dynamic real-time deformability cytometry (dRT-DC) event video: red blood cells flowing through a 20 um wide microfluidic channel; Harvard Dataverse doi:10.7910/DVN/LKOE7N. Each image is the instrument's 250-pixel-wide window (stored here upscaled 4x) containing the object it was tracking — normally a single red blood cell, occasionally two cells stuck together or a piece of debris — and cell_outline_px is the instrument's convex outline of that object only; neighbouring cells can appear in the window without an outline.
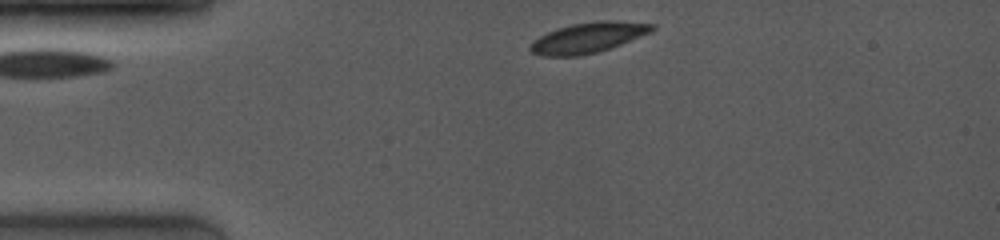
{"species": "common noctule bat (a hibernating species)", "species_latin": "Nyctalus noctula", "temperature_condition": "room temperature", "stored_images_in_passage": 47, "camera_frame_rate_fps": 4000, "um_per_image_px": 0.085, "animal": {"sex": "female", "body_mass_g": 19.0, "forearm_length_mm": 53.3}, "frame": {"image": 1, "passage_image": 1, "time_ms": 0.0, "image_size_px": [1000, 240], "cell_outline_px": [[656, 28], [652, 32], [620, 44], [596, 52], [576, 56], [540, 56], [532, 52], [528, 48], [532, 40], [548, 32], [572, 24], [600, 20], [612, 20], [656, 24]], "centroid_in_image_um": [49.99, 3.19], "position_along_channel_um": 35.0, "area_um2": 21.44}}
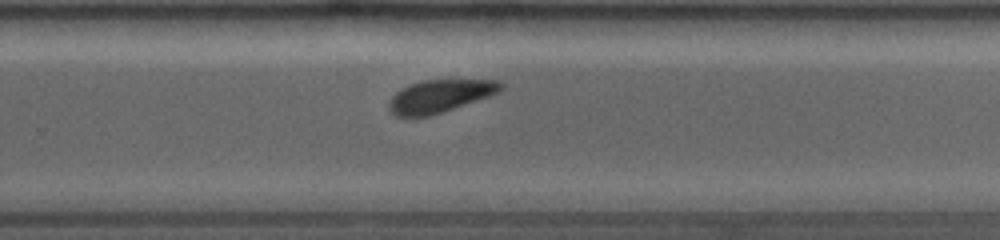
{"frame": {"image": 2, "passage_image": 31, "time_ms": 7.25, "image_size_px": [1000, 240], "cell_outline_px": [[504, 88], [488, 96], [428, 116], [396, 116], [388, 108], [388, 100], [396, 92], [420, 80], [500, 80], [504, 84]], "centroid_in_image_um": [37.37, 8.15], "position_along_channel_um": 292.4, "area_um2": 20.81}}
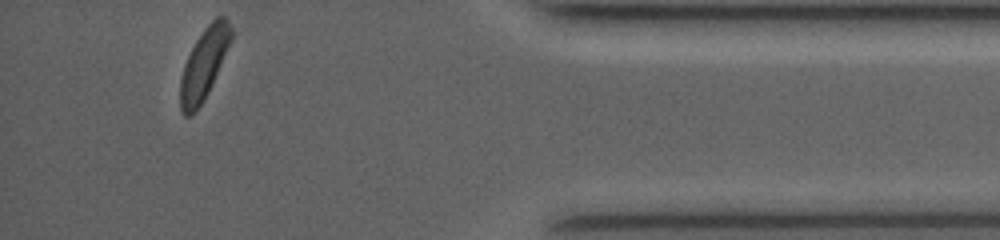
{"frame": {"image": 3, "passage_image": 47, "time_ms": 11.0, "image_size_px": [1000, 240], "cell_outline_px": [[232, 40], [212, 84], [204, 100], [196, 112], [192, 116], [184, 116], [180, 112], [180, 80], [184, 64], [196, 40], [208, 24], [216, 16], [224, 16], [228, 20], [232, 28]], "centroid_in_image_um": [17.33, 5.46], "position_along_channel_um": 417.9, "area_um2": 21.04}, "authors_computed_cell_mechanics": {"area_um2": 21.964, "velocity_mm_per_s": 4.1026, "shape_relaxation_time_tau1_ms": 3.7516, "shape_relaxation_time_tau2_ms": null, "deformation_change_tau1": 0.1668, "deformation_change_tau2": null}}